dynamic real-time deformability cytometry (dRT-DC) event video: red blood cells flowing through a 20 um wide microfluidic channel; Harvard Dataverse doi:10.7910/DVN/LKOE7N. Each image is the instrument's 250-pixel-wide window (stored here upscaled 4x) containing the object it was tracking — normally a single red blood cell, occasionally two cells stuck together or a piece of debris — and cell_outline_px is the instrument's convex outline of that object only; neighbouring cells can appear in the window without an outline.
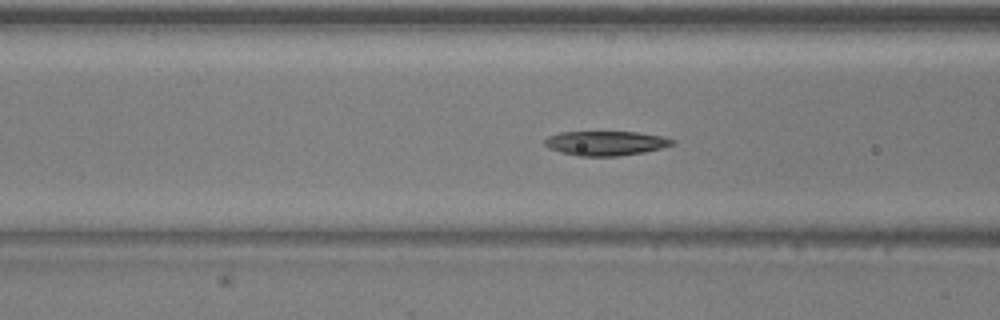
{"species": "common noctule bat (a hibernating species)", "species_latin": "Nyctalus noctula", "temperature_condition": "warm", "stored_images_in_passage": 52, "camera_frame_rate_fps": 3000, "um_per_image_px": 0.085, "animal": {"sex": "male", "body_mass_g": 20.5, "forearm_length_mm": 52.5}, "frame": {"image": 1, "passage_image": 21, "time_ms": 6.667, "image_size_px": [1000, 320], "cell_outline_px": [[676, 144], [644, 152], [616, 156], [576, 156], [560, 152], [548, 148], [544, 144], [544, 140], [548, 136], [560, 132], [636, 132], [660, 136], [676, 140]], "centroid_in_image_um": [51.46, 12.17], "position_along_channel_um": 115.1, "area_um2": 18.21}}
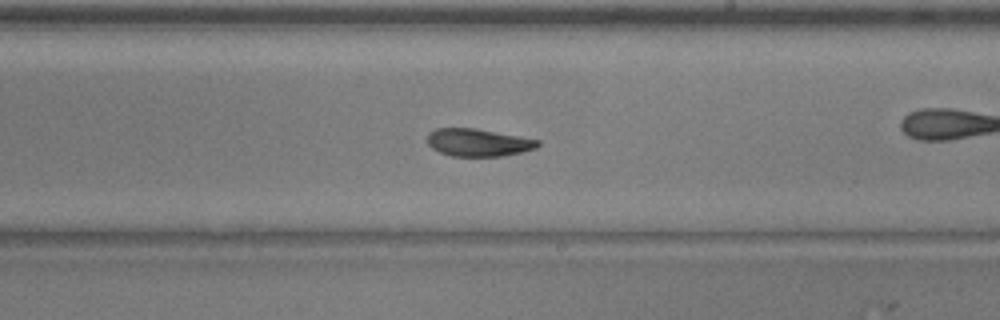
{"frame": {"image": 2, "passage_image": 31, "time_ms": 10.0, "image_size_px": [1000, 320], "cell_outline_px": [[540, 144], [536, 148], [524, 152], [504, 156], [452, 156], [440, 152], [432, 148], [428, 144], [428, 132], [436, 128], [476, 128], [520, 136], [540, 140]], "centroid_in_image_um": [40.67, 12.11], "position_along_channel_um": 248.3, "area_um2": 17.92}}
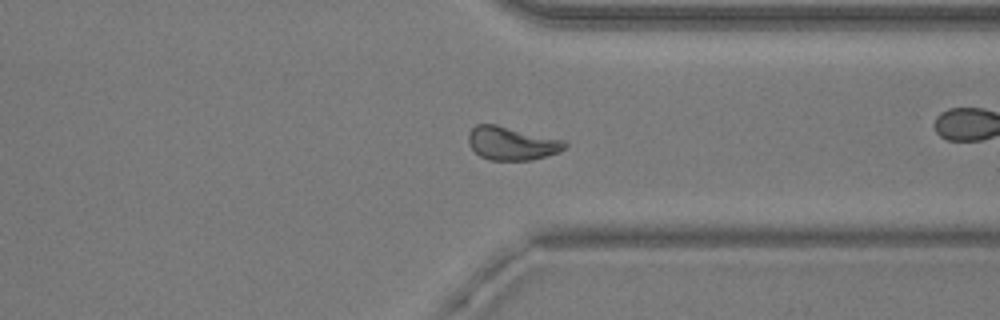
{"frame": {"image": 3, "passage_image": 40, "time_ms": 13.0, "image_size_px": [1000, 320], "cell_outline_px": [[568, 148], [532, 160], [488, 160], [480, 156], [468, 144], [468, 132], [476, 124], [496, 124], [564, 140], [568, 144]], "centroid_in_image_um": [43.48, 12.18], "position_along_channel_um": 367.9, "area_um2": 18.79}}